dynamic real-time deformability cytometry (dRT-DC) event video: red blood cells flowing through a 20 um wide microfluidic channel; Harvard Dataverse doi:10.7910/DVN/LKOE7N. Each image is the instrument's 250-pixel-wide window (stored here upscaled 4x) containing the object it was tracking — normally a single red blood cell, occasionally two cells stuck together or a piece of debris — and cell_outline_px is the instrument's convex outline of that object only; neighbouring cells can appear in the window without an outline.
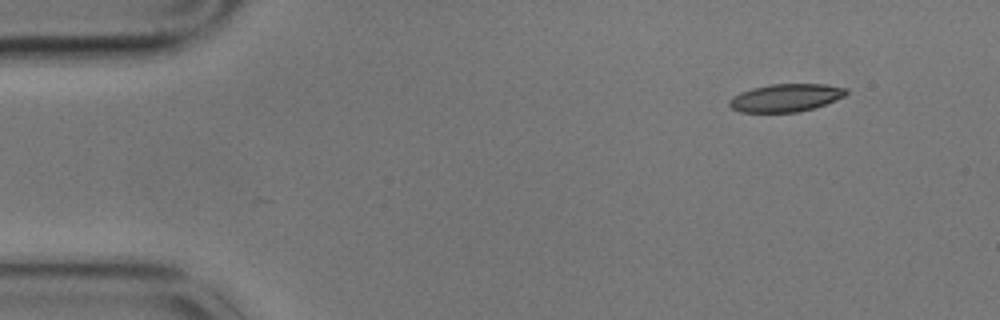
{"species": "common noctule bat (a hibernating species)", "species_latin": "Nyctalus noctula", "temperature_condition": "cold", "stored_images_in_passage": 3, "camera_frame_rate_fps": 3000, "um_per_image_px": 0.085, "animal": {"sex": "male", "body_mass_g": 17.9}, "frame": {"image": 1, "passage_image": 1, "time_ms": 0.0, "image_size_px": [1000, 320], "cell_outline_px": [[848, 92], [844, 96], [824, 104], [812, 108], [796, 112], [740, 112], [732, 108], [728, 104], [728, 100], [732, 96], [740, 92], [752, 88], [772, 84], [824, 84], [848, 88]], "centroid_in_image_um": [66.76, 8.3], "position_along_channel_um": 18.2, "area_um2": 18.84}}